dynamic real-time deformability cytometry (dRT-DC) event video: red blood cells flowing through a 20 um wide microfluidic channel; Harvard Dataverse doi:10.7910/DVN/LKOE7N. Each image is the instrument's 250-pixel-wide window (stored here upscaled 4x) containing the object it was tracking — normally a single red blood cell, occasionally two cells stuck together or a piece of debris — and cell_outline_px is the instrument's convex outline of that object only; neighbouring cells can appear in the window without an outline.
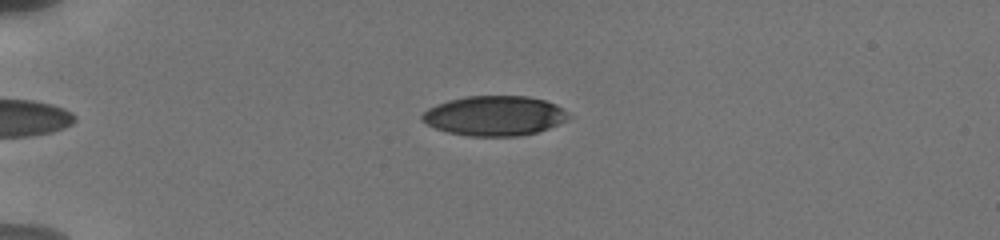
{"species": "human", "species_latin": "Homo sapiens", "temperature_condition": "cold", "stored_images_in_passage": 33, "camera_frame_rate_fps": 3000, "um_per_image_px": 0.085, "donor": {"sex": "male"}, "frame": {"image": 1, "passage_image": 7, "time_ms": 1.667, "image_size_px": [1000, 240], "cell_outline_px": [[572, 116], [548, 128], [536, 132], [520, 136], [468, 136], [448, 132], [436, 128], [420, 120], [420, 116], [428, 108], [436, 104], [448, 100], [468, 96], [528, 96], [544, 100], [556, 104]], "centroid_in_image_um": [42.01, 9.84], "position_along_channel_um": 43.0, "area_um2": 33.87}}
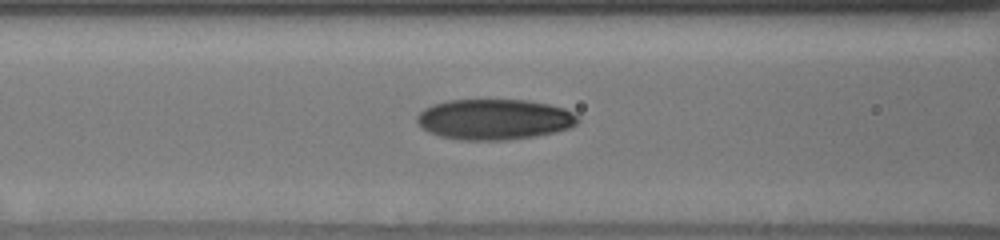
{"frame": {"image": 2, "passage_image": 18, "time_ms": 5.0, "image_size_px": [1000, 240], "cell_outline_px": [[580, 120], [576, 124], [568, 128], [556, 132], [536, 136], [508, 140], [464, 140], [440, 136], [428, 132], [416, 120], [416, 116], [424, 108], [432, 104], [448, 100], [524, 100], [548, 104], [564, 108], [572, 112]], "centroid_in_image_um": [42.01, 10.15], "position_along_channel_um": 124.6, "area_um2": 38.03}}
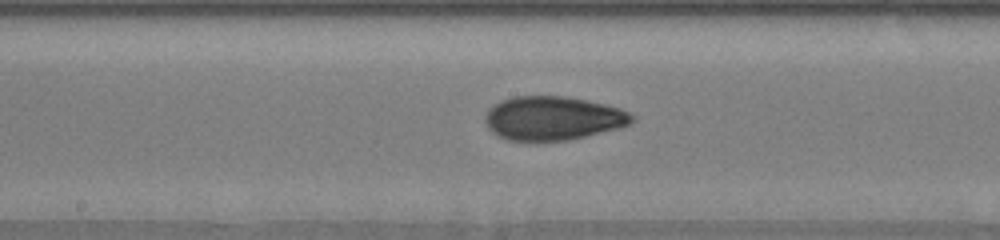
{"frame": {"image": 3, "passage_image": 29, "time_ms": 7.0, "image_size_px": [1000, 240], "cell_outline_px": [[636, 120], [628, 124], [616, 128], [568, 140], [508, 140], [492, 132], [488, 128], [484, 120], [484, 116], [488, 108], [500, 100], [512, 96], [568, 96], [604, 104], [620, 108], [636, 116]], "centroid_in_image_um": [46.96, 10.03], "position_along_channel_um": 201.2, "area_um2": 37.4}}